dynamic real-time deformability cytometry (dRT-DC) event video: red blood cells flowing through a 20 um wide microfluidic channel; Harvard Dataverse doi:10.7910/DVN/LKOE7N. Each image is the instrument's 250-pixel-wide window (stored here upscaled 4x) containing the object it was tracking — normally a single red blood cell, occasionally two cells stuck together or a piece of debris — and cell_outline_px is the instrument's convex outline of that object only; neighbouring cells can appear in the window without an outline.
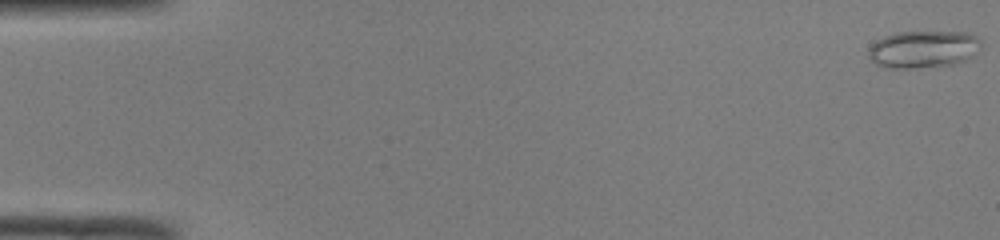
{"species": "common noctule bat (a hibernating species)", "species_latin": "Nyctalus noctula", "temperature_condition": "room temperature", "stored_images_in_passage": 16, "camera_frame_rate_fps": 3000, "um_per_image_px": 0.085, "animal": {"sex": "male", "body_mass_g": 19.0, "forearm_length_mm": 50.8}, "frame": {"image": 1, "passage_image": 1, "time_ms": 0.0, "image_size_px": [1000, 240], "cell_outline_px": [[968, 36], [944, 60], [932, 64], [888, 64], [880, 60], [872, 48], [876, 44], [892, 36]], "centroid_in_image_um": [77.92, 4.18], "position_along_channel_um": 7.1, "area_um2": 15.03}}